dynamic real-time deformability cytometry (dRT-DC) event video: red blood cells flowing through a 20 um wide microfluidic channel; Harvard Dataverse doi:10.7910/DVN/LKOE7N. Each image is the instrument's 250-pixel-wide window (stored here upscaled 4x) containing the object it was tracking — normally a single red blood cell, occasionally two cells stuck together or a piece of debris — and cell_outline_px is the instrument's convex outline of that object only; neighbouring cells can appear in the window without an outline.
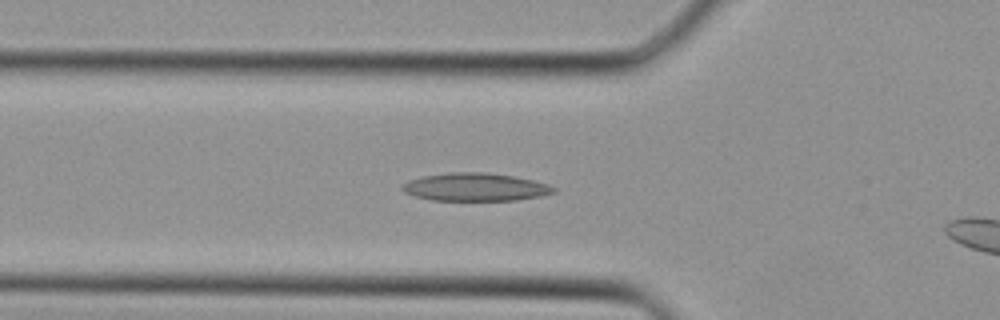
{"species": "Egyptian fruit bat (a non-hibernating species)", "species_latin": "Rousettus aegyptiacus", "temperature_condition": "cold", "stored_images_in_passage": 17, "camera_frame_rate_fps": 3000, "um_per_image_px": 0.085, "animal": {"sex": "female"}, "frame": {"image": 1, "passage_image": 5, "time_ms": 1.333, "image_size_px": [1000, 320], "cell_outline_px": [[556, 192], [540, 196], [516, 200], [432, 200], [412, 196], [404, 192], [400, 188], [400, 184], [408, 180], [420, 176], [448, 172], [488, 172], [512, 176], [532, 180], [548, 184], [556, 188]], "centroid_in_image_um": [40.33, 15.89], "position_along_channel_um": 85.5, "area_um2": 24.91}}
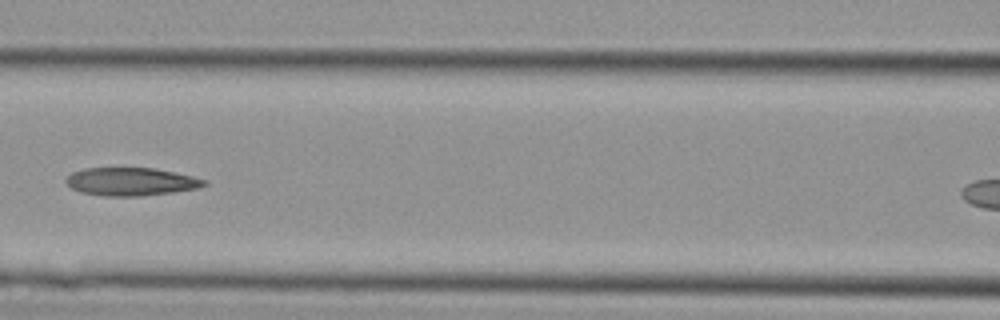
{"frame": {"image": 2, "passage_image": 9, "time_ms": 2.667, "image_size_px": [1000, 320], "cell_outline_px": [[208, 184], [200, 188], [172, 192], [140, 196], [104, 196], [80, 192], [72, 188], [64, 180], [72, 172], [84, 168], [152, 168], [192, 176], [208, 180]], "centroid_in_image_um": [11.14, 15.44], "position_along_channel_um": 155.5, "area_um2": 22.54}}
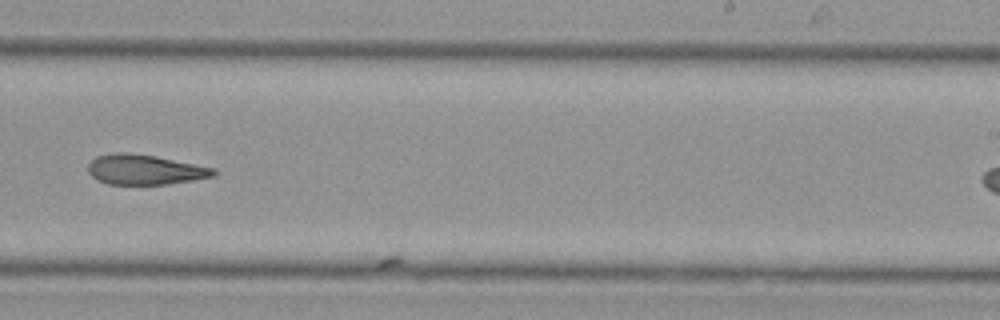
{"frame": {"image": 3, "passage_image": 16, "time_ms": 5.0, "image_size_px": [1000, 320], "cell_outline_px": [[216, 176], [168, 184], [108, 184], [92, 176], [88, 172], [88, 164], [96, 156], [112, 152], [128, 152], [156, 156], [216, 168]], "centroid_in_image_um": [12.32, 14.4], "position_along_channel_um": 276.7, "area_um2": 22.02}}